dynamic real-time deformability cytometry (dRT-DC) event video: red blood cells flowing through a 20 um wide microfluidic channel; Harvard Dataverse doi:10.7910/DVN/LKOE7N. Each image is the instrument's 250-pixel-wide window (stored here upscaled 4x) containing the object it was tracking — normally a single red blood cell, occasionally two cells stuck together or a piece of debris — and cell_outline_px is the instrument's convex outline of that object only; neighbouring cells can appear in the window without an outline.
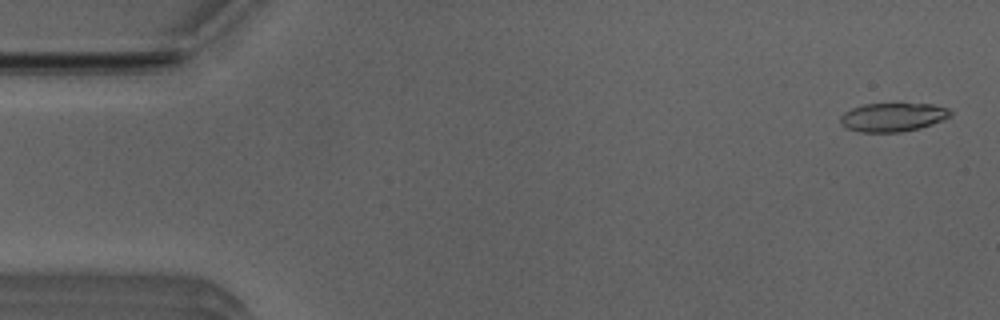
{"species": "Egyptian fruit bat (a non-hibernating species)", "species_latin": "Rousettus aegyptiacus", "temperature_condition": "room temperature", "stored_images_in_passage": 48, "camera_frame_rate_fps": 3000, "um_per_image_px": 0.085, "animal": {"sex": "male"}, "frame": {"image": 1, "passage_image": 2, "time_ms": 0.333, "image_size_px": [1000, 320], "cell_outline_px": [[952, 116], [944, 120], [920, 128], [900, 132], [860, 132], [848, 128], [840, 124], [840, 116], [844, 112], [852, 108], [864, 104], [932, 104], [948, 108], [952, 112]], "centroid_in_image_um": [75.91, 9.96], "position_along_channel_um": 9.1, "area_um2": 18.44}}
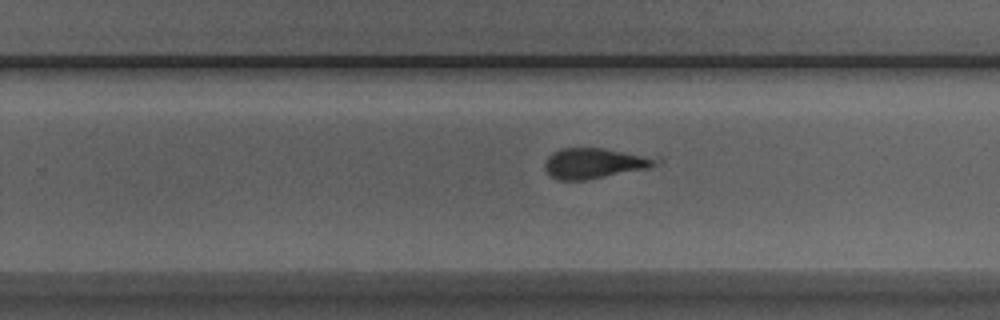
{"frame": {"image": 2, "passage_image": 32, "time_ms": 10.333, "image_size_px": [1000, 320], "cell_outline_px": [[664, 160], [660, 164], [648, 168], [588, 180], [560, 180], [552, 176], [544, 168], [544, 160], [552, 152], [560, 148], [604, 148], [660, 156]], "centroid_in_image_um": [50.64, 13.85], "position_along_channel_um": 279.2, "area_um2": 20.35}}
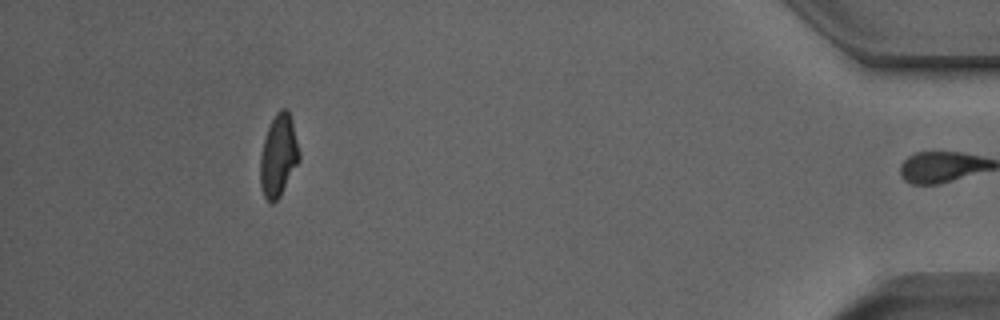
{"frame": {"image": 3, "passage_image": 47, "time_ms": 15.333, "image_size_px": [1000, 320], "cell_outline_px": [[300, 160], [280, 196], [272, 204], [264, 196], [260, 184], [260, 156], [264, 140], [268, 128], [276, 112], [280, 108], [288, 108], [292, 120], [300, 152]], "centroid_in_image_um": [23.68, 13.21], "position_along_channel_um": 411.5, "area_um2": 18.67}, "authors_computed_cell_mechanics": {"area_um2": 19.4208, "velocity_mm_per_s": 3.9769, "shape_relaxation_time_tau1_ms": 3.1755, "shape_relaxation_time_tau2_ms": 3.1715, "deformation_change_tau1": 0.1168, "deformation_change_tau2": 0.1452}}